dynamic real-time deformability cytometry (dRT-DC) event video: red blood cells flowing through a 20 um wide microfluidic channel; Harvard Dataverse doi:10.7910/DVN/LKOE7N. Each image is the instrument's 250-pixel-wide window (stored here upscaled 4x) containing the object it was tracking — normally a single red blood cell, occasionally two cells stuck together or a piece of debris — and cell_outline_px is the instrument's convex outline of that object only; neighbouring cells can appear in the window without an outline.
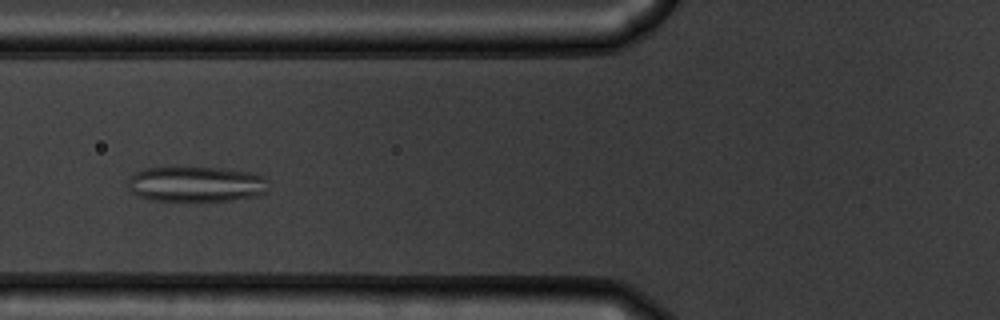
{"species": "common noctule bat (a hibernating species)", "species_latin": "Nyctalus noctula", "temperature_condition": "warm", "stored_images_in_passage": 52, "camera_frame_rate_fps": 3000, "um_per_image_px": 0.085, "animal": {"sex": "male", "body_mass_g": 19.5, "forearm_length_mm": 54.6}, "frame": {"image": 1, "passage_image": 18, "time_ms": 5.667, "image_size_px": [1000, 320], "cell_outline_px": [[268, 192], [260, 196], [232, 200], [152, 200], [136, 196], [128, 188], [128, 180], [132, 172], [144, 168], [220, 168], [248, 172], [264, 176]], "centroid_in_image_um": [16.65, 15.65], "position_along_channel_um": 109.2, "area_um2": 28.96}}
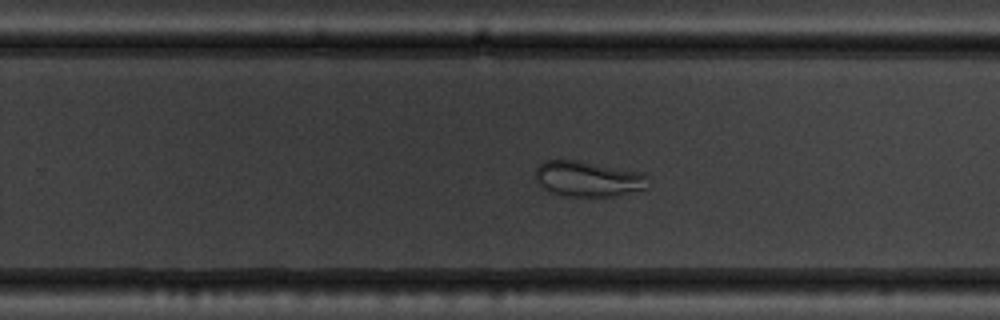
{"frame": {"image": 2, "passage_image": 32, "time_ms": 10.333, "image_size_px": [1000, 320], "cell_outline_px": [[652, 188], [612, 196], [560, 196], [540, 188], [536, 180], [536, 168], [544, 160], [580, 160], [640, 172], [648, 176]], "centroid_in_image_um": [50.0, 15.21], "position_along_channel_um": 279.8, "area_um2": 23.81}}
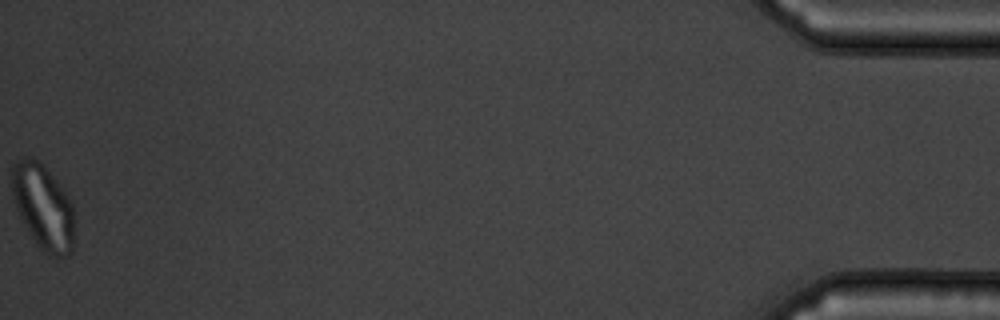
{"frame": {"image": 3, "passage_image": 52, "time_ms": 17.0, "image_size_px": [1000, 320], "cell_outline_px": [[72, 252], [68, 256], [48, 256], [40, 248], [28, 232], [20, 220], [16, 208], [12, 192], [12, 164], [16, 160], [24, 156], [28, 156], [36, 160], [64, 188], [72, 204]], "centroid_in_image_um": [3.63, 17.59], "position_along_channel_um": 431.6, "area_um2": 30.75}, "authors_computed_cell_mechanics": {"area_um2": 28.8711, "velocity_mm_per_s": 3.6686, "shape_relaxation_time_tau1_ms": null, "shape_relaxation_time_tau2_ms": 1.2436, "deformation_change_tau1": null, "deformation_change_tau2": 0.0673}}